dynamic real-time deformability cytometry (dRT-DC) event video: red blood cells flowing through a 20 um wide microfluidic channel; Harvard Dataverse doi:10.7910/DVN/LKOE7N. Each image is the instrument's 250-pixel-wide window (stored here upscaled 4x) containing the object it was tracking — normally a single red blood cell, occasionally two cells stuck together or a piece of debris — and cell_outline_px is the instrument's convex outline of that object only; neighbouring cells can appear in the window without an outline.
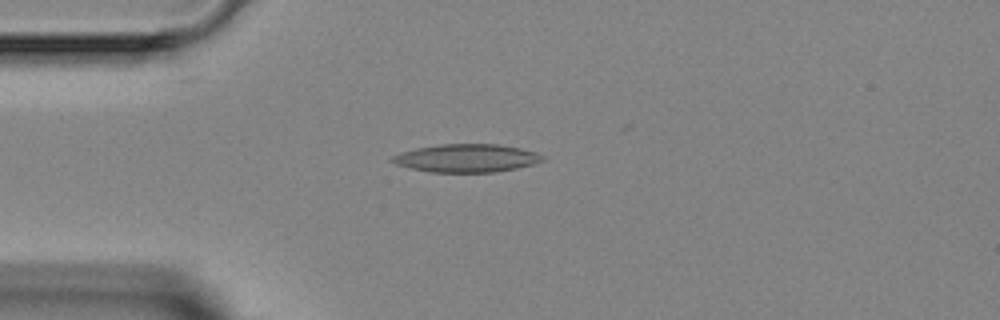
{"species": "Egyptian fruit bat (a non-hibernating species)", "species_latin": "Rousettus aegyptiacus", "temperature_condition": "room temperature", "stored_images_in_passage": 6, "camera_frame_rate_fps": 3000, "um_per_image_px": 0.085, "animal": {"sex": "female"}, "frame": {"image": 1, "passage_image": 4, "time_ms": 3.667, "image_size_px": [1000, 320], "cell_outline_px": [[544, 160], [532, 164], [516, 168], [496, 172], [432, 172], [412, 168], [396, 164], [388, 160], [392, 156], [416, 148], [444, 144], [500, 144], [520, 148], [536, 152], [544, 156]], "centroid_in_image_um": [39.68, 13.44], "position_along_channel_um": 45.3, "area_um2": 24.39}}